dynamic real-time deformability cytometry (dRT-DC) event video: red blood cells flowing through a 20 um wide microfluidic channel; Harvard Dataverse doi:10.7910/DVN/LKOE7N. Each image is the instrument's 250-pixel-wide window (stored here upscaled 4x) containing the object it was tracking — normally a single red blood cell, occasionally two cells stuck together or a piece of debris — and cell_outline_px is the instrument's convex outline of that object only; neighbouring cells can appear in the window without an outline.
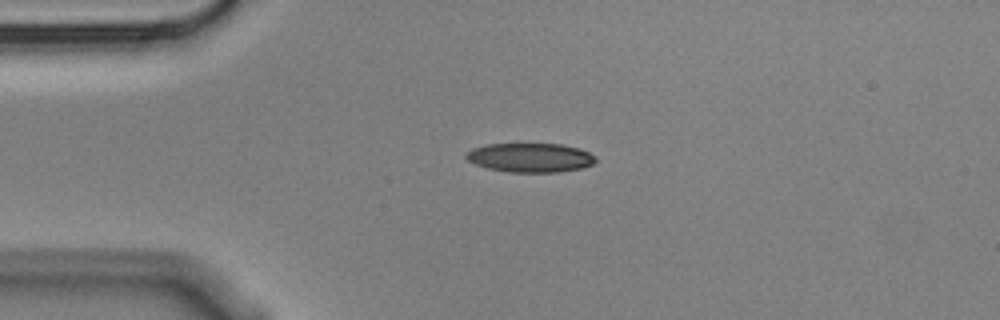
{"species": "Egyptian fruit bat (a non-hibernating species)", "species_latin": "Rousettus aegyptiacus", "temperature_condition": "cold", "stored_images_in_passage": 2, "camera_frame_rate_fps": 3000, "um_per_image_px": 0.085, "animal": {"sex": "male"}, "frame": {"image": 1, "passage_image": 1, "time_ms": 0.0, "image_size_px": [1000, 320], "cell_outline_px": [[596, 160], [592, 164], [580, 168], [560, 172], [508, 172], [488, 168], [476, 164], [468, 160], [464, 156], [472, 148], [484, 144], [560, 144], [580, 148], [596, 156]], "centroid_in_image_um": [45.07, 13.39], "position_along_channel_um": 39.9, "area_um2": 21.96}}